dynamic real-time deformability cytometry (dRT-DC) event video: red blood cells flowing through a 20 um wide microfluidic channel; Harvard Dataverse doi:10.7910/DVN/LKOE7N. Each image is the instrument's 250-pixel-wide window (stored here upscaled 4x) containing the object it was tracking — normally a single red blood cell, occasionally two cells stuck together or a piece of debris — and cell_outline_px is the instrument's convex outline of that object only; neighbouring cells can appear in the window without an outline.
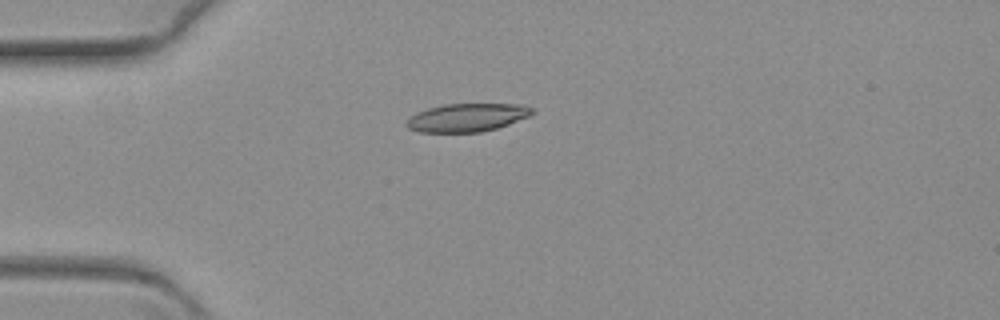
{"species": "common noctule bat (a hibernating species)", "species_latin": "Nyctalus noctula", "temperature_condition": "warm", "stored_images_in_passage": 34, "camera_frame_rate_fps": 3000, "um_per_image_px": 0.085, "animal": {"sex": "female", "body_mass_g": 19.3, "forearm_length_mm": 54.1}, "frame": {"image": 1, "passage_image": 1, "time_ms": 0.0, "image_size_px": [1000, 320], "cell_outline_px": [[536, 112], [528, 116], [508, 124], [496, 128], [480, 132], [420, 132], [408, 128], [404, 124], [416, 112], [428, 108], [444, 104], [524, 104], [532, 108]], "centroid_in_image_um": [39.7, 9.98], "position_along_channel_um": 45.3, "area_um2": 20.58}}
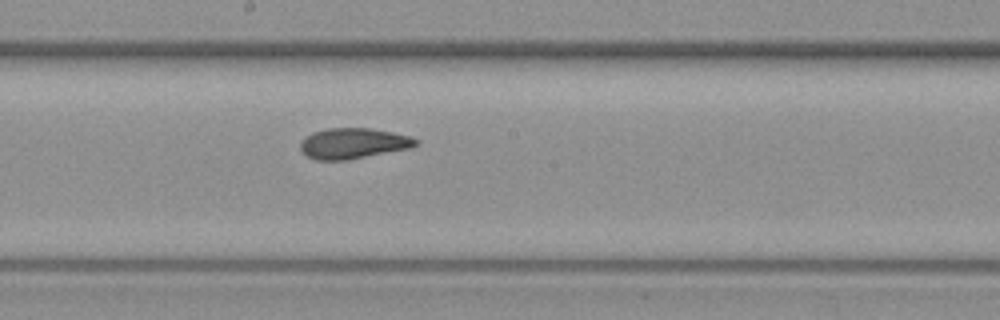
{"frame": {"image": 2, "passage_image": 19, "time_ms": 6.0, "image_size_px": [1000, 320], "cell_outline_px": [[420, 144], [412, 148], [348, 160], [316, 160], [308, 156], [300, 148], [300, 144], [312, 132], [328, 128], [372, 128], [412, 136], [420, 140]], "centroid_in_image_um": [30.12, 12.18], "position_along_channel_um": 218.1, "area_um2": 20.75}}
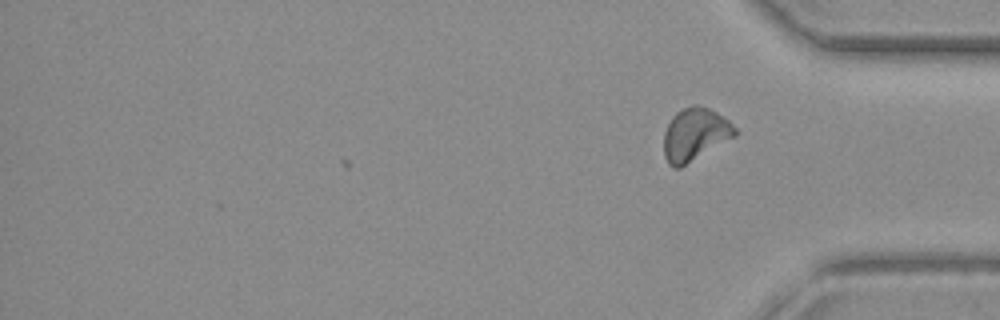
{"frame": {"image": 3, "passage_image": 34, "time_ms": 11.0, "image_size_px": [1000, 320], "cell_outline_px": [[736, 136], [680, 168], [672, 168], [668, 164], [664, 156], [664, 132], [672, 116], [676, 112], [692, 104], [696, 104], [708, 108], [724, 116], [736, 128]], "centroid_in_image_um": [59.06, 11.43], "position_along_channel_um": 376.1, "area_um2": 21.96}}